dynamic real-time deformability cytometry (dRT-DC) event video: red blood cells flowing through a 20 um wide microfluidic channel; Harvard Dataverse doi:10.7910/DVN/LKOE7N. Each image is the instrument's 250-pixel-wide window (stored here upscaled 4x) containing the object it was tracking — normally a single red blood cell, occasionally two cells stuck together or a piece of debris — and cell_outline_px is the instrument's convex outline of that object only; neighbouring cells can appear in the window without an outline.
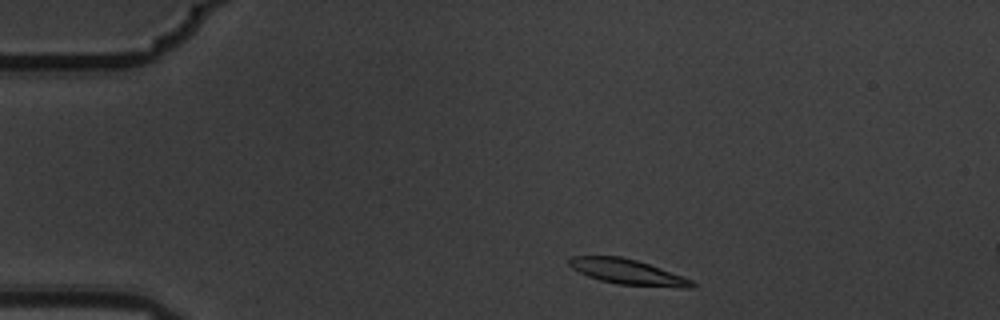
{"species": "common noctule bat (a hibernating species)", "species_latin": "Nyctalus noctula", "temperature_condition": "warm", "stored_images_in_passage": 3, "camera_frame_rate_fps": 3000, "um_per_image_px": 0.085, "animal": {"sex": "male", "body_mass_g": 19.5, "forearm_length_mm": 54.6}, "frame": {"image": 1, "passage_image": 1, "time_ms": 0.0, "image_size_px": [1000, 320], "cell_outline_px": [[696, 284], [692, 288], [680, 288], [616, 284], [600, 280], [588, 276], [572, 268], [568, 264], [568, 260], [572, 256], [620, 256], [636, 260], [660, 268], [692, 280]], "centroid_in_image_um": [53.35, 23.12], "position_along_channel_um": 31.7, "area_um2": 17.98}}